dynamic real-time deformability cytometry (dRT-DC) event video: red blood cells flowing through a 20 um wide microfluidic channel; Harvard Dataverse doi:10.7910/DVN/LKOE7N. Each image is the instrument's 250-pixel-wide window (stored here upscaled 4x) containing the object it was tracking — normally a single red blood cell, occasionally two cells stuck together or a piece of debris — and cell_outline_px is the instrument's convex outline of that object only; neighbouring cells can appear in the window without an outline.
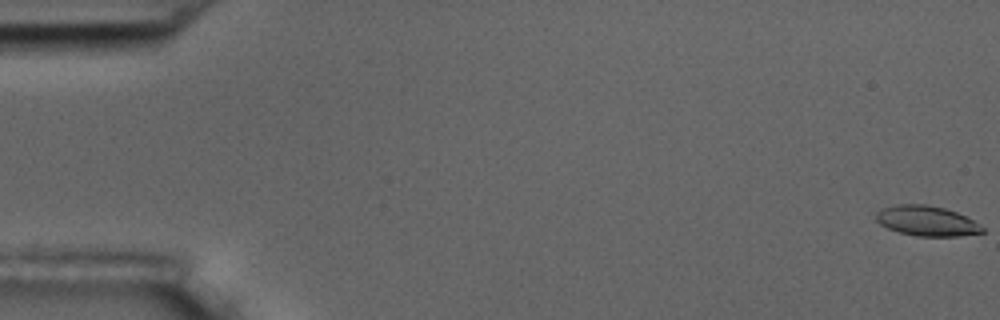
{"species": "common noctule bat (a hibernating species)", "species_latin": "Nyctalus noctula", "temperature_condition": "room temperature", "stored_images_in_passage": 6, "camera_frame_rate_fps": 3000, "um_per_image_px": 0.085, "animal": {"sex": "male", "body_mass_g": 17.5, "forearm_length_mm": 52.3}, "frame": {"image": 1, "passage_image": 1, "time_ms": 0.0, "image_size_px": [1000, 320], "cell_outline_px": [[984, 232], [960, 236], [916, 236], [900, 232], [888, 228], [880, 224], [876, 220], [876, 212], [884, 208], [896, 204], [924, 204], [944, 208], [956, 212], [972, 220], [984, 228]], "centroid_in_image_um": [78.76, 18.78], "position_along_channel_um": 6.2, "area_um2": 18.44}}
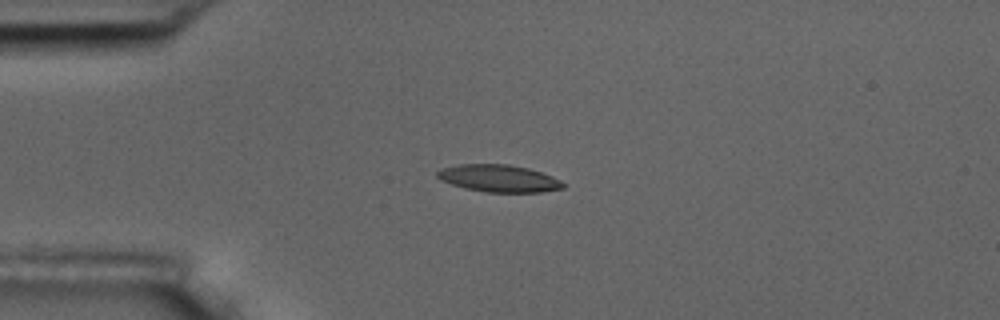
{"frame": {"image": 2, "passage_image": 5, "time_ms": 4.667, "image_size_px": [1000, 320], "cell_outline_px": [[564, 188], [540, 192], [484, 192], [464, 188], [440, 180], [436, 176], [436, 172], [440, 168], [460, 164], [508, 164], [528, 168], [552, 176], [560, 180], [564, 184]], "centroid_in_image_um": [42.36, 15.16], "position_along_channel_um": 42.6, "area_um2": 20.0}}